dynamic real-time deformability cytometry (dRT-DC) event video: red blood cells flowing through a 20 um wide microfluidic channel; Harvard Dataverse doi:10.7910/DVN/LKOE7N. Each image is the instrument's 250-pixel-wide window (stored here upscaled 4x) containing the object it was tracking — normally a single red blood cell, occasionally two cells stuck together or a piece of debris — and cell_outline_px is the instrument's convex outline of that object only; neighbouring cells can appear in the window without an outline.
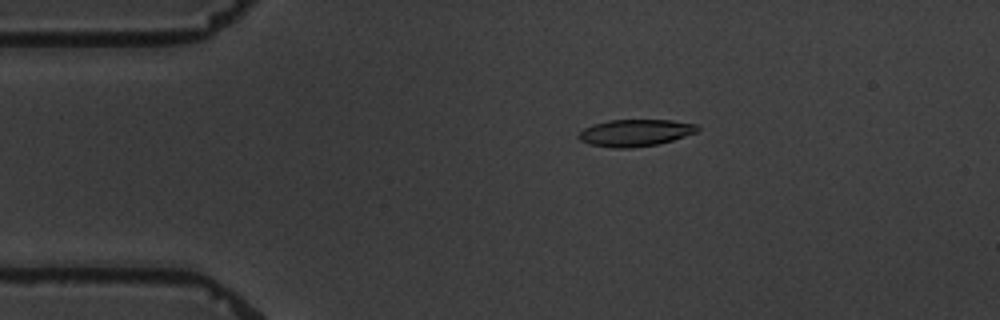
{"species": "common noctule bat (a hibernating species)", "species_latin": "Nyctalus noctula", "temperature_condition": "warm", "stored_images_in_passage": 10, "camera_frame_rate_fps": 3000, "um_per_image_px": 0.085, "animal": {"sex": "male", "body_mass_g": 19.5, "forearm_length_mm": 54.6}, "frame": {"image": 1, "passage_image": 3, "time_ms": 2.333, "image_size_px": [1000, 320], "cell_outline_px": [[700, 128], [696, 132], [672, 140], [656, 144], [628, 148], [616, 148], [588, 144], [580, 140], [576, 136], [584, 128], [592, 124], [608, 120], [672, 120], [696, 124]], "centroid_in_image_um": [53.96, 11.28], "position_along_channel_um": 31.0, "area_um2": 18.55}}
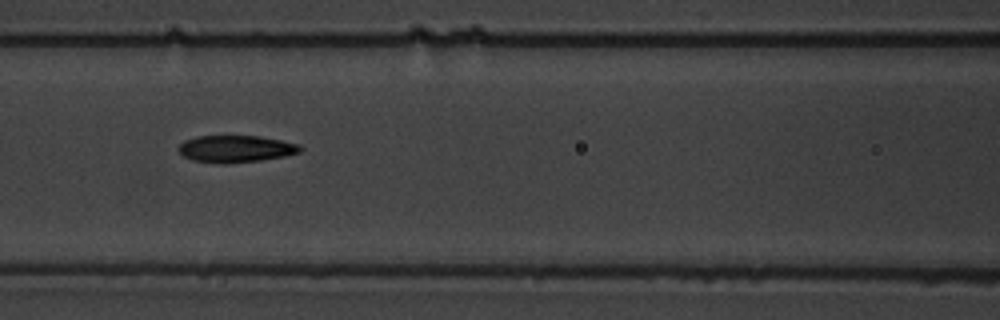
{"frame": {"image": 2, "passage_image": 7, "time_ms": 7.0, "image_size_px": [1000, 320], "cell_outline_px": [[304, 148], [300, 152], [284, 156], [260, 160], [224, 164], [220, 164], [192, 160], [184, 156], [176, 148], [184, 140], [196, 136], [260, 136], [300, 144]], "centroid_in_image_um": [20.03, 12.65], "position_along_channel_um": 146.6, "area_um2": 19.25}}
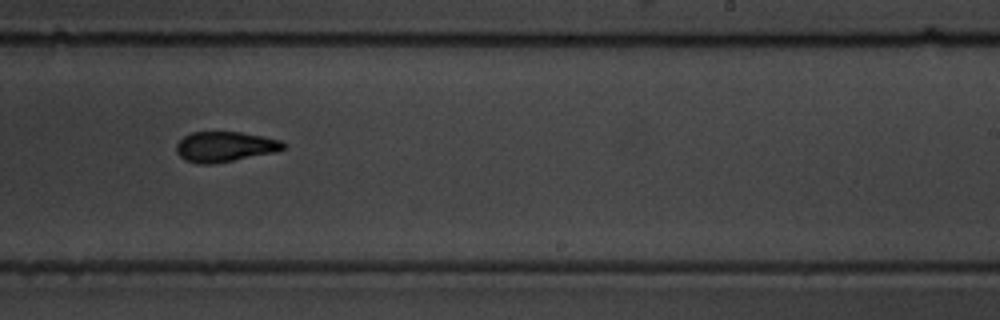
{"frame": {"image": 3, "passage_image": 10, "time_ms": 10.667, "image_size_px": [1000, 320], "cell_outline_px": [[288, 148], [276, 152], [212, 164], [200, 164], [188, 160], [180, 156], [176, 152], [176, 144], [184, 136], [192, 132], [240, 132], [280, 140]], "centroid_in_image_um": [19.12, 12.47], "position_along_channel_um": 269.9, "area_um2": 18.67}}